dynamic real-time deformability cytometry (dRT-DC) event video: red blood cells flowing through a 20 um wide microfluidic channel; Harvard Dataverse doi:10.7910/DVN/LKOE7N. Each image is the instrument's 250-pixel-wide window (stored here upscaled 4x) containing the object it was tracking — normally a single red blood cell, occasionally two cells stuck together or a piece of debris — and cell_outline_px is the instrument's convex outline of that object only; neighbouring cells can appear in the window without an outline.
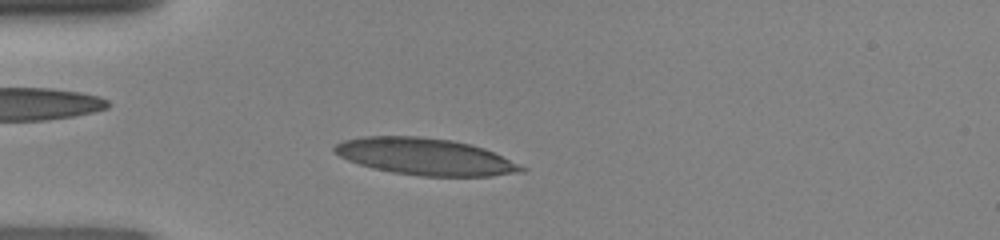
{"species": "human", "species_latin": "Homo sapiens", "temperature_condition": "room temperature", "stored_images_in_passage": 38, "camera_frame_rate_fps": 3000, "um_per_image_px": 0.085, "donor": {"sex": "female"}, "frame": {"image": 1, "passage_image": 7, "time_ms": 2.0, "image_size_px": [1000, 240], "cell_outline_px": [[528, 168], [524, 172], [492, 176], [420, 176], [392, 172], [372, 168], [348, 160], [340, 156], [332, 148], [336, 144], [344, 140], [364, 136], [416, 136], [452, 140], [472, 144], [484, 148]], "centroid_in_image_um": [36.17, 13.31], "position_along_channel_um": 48.8, "area_um2": 40.06}}
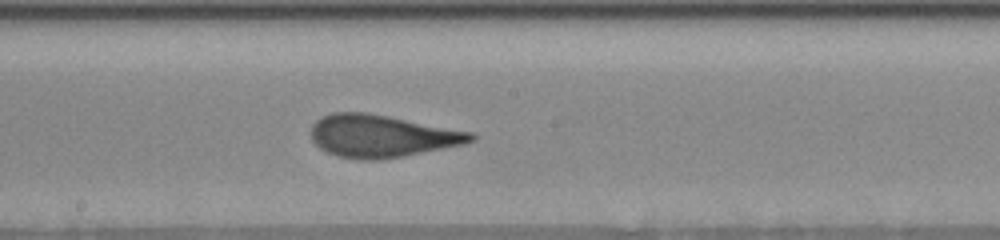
{"frame": {"image": 2, "passage_image": 20, "time_ms": 6.333, "image_size_px": [1000, 240], "cell_outline_px": [[476, 140], [464, 144], [404, 156], [380, 160], [360, 160], [340, 156], [328, 152], [320, 148], [312, 140], [312, 124], [316, 120], [332, 112], [364, 112], [388, 116], [476, 132]], "centroid_in_image_um": [32.49, 11.56], "position_along_channel_um": 215.7, "area_um2": 39.59}}
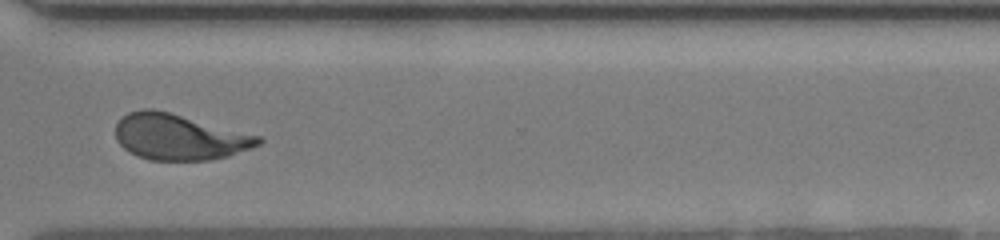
{"frame": {"image": 3, "passage_image": 30, "time_ms": 9.667, "image_size_px": [1000, 240], "cell_outline_px": [[264, 140], [260, 144], [252, 148], [228, 156], [212, 160], [152, 160], [128, 152], [116, 140], [116, 124], [128, 112], [144, 108], [152, 108], [168, 112], [260, 136]], "centroid_in_image_um": [15.23, 11.65], "position_along_channel_um": 355.4, "area_um2": 37.92}}